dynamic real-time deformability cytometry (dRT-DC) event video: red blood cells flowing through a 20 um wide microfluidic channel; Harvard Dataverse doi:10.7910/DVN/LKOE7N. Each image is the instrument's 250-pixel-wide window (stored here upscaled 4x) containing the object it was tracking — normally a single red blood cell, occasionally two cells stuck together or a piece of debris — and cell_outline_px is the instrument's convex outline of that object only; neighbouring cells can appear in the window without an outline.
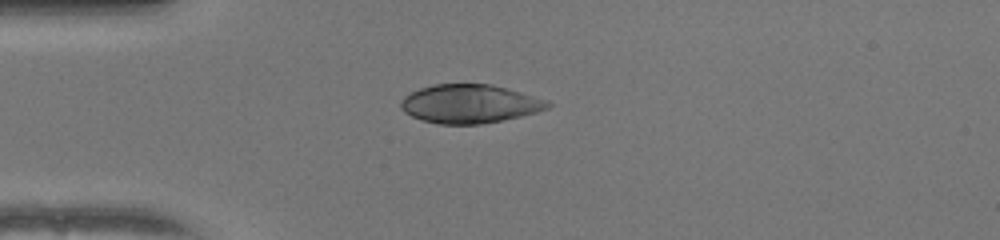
{"species": "human", "species_latin": "Homo sapiens", "temperature_condition": "warm", "stored_images_in_passage": 39, "camera_frame_rate_fps": 3000, "um_per_image_px": 0.085, "donor": {"sex": "female"}, "frame": {"image": 1, "passage_image": 1, "time_ms": 0.0, "image_size_px": [1000, 240], "cell_outline_px": [[552, 104], [548, 108], [536, 112], [520, 116], [480, 124], [440, 124], [420, 120], [404, 112], [400, 108], [400, 100], [404, 96], [420, 88], [432, 84], [488, 84], [520, 92], [548, 100]], "centroid_in_image_um": [39.88, 8.83], "position_along_channel_um": 45.1, "area_um2": 32.89}}
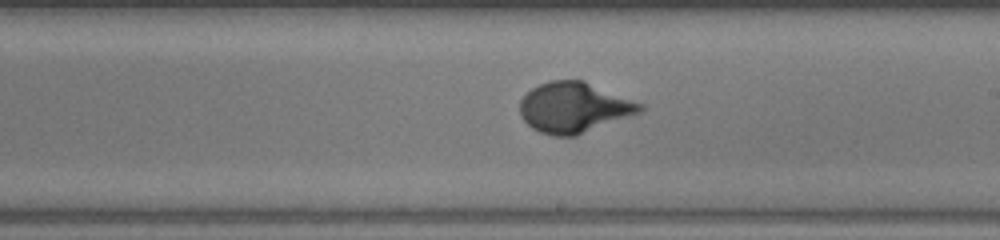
{"frame": {"image": 2, "passage_image": 17, "time_ms": 5.333, "image_size_px": [1000, 240], "cell_outline_px": [[644, 108], [640, 112], [576, 136], [552, 136], [540, 132], [532, 128], [520, 116], [520, 100], [532, 88], [540, 84], [552, 80], [584, 80], [644, 104]], "centroid_in_image_um": [48.79, 9.14], "position_along_channel_um": 240.2, "area_um2": 35.2}}
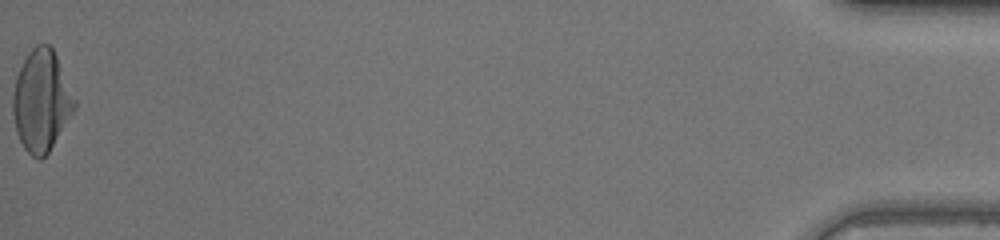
{"frame": {"image": 3, "passage_image": 39, "time_ms": 12.667, "image_size_px": [1000, 240], "cell_outline_px": [[76, 108], [48, 152], [40, 160], [32, 156], [24, 148], [16, 132], [12, 112], [12, 96], [16, 76], [28, 52], [36, 44], [48, 44], [52, 48], [56, 56], [76, 100]], "centroid_in_image_um": [3.5, 8.57], "position_along_channel_um": 431.7, "area_um2": 36.13}, "authors_computed_cell_mechanics": {"area_um2": 34.102, "velocity_mm_per_s": 4.0369, "shape_relaxation_time_tau1_ms": 4.3661, "shape_relaxation_time_tau2_ms": null, "deformation_change_tau1": 0.2638, "deformation_change_tau2": null}}